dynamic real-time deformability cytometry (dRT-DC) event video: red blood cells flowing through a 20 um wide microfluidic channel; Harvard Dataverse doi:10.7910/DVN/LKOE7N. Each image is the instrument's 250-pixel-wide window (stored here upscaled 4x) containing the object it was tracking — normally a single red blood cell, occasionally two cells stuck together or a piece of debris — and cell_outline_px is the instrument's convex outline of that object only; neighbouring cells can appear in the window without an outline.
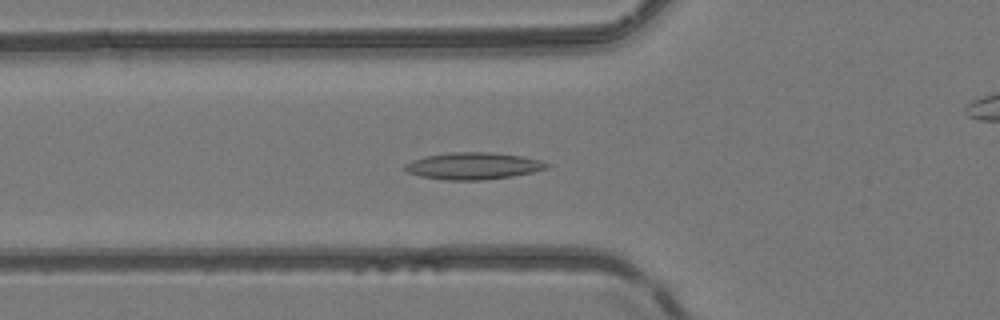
{"species": "common noctule bat (a hibernating species)", "species_latin": "Nyctalus noctula", "temperature_condition": "room temperature", "stored_images_in_passage": 40, "camera_frame_rate_fps": 3000, "um_per_image_px": 0.085, "animal": {"sex": "female", "body_mass_g": 24.6, "forearm_length_mm": 56.2}, "frame": {"image": 1, "passage_image": 11, "time_ms": 3.333, "image_size_px": [1000, 320], "cell_outline_px": [[552, 164], [548, 168], [532, 172], [512, 176], [484, 180], [448, 180], [420, 176], [408, 172], [404, 168], [404, 164], [412, 160], [424, 156], [452, 152], [492, 152], [520, 156], [540, 160]], "centroid_in_image_um": [40.23, 14.1], "position_along_channel_um": 85.6, "area_um2": 22.25}}
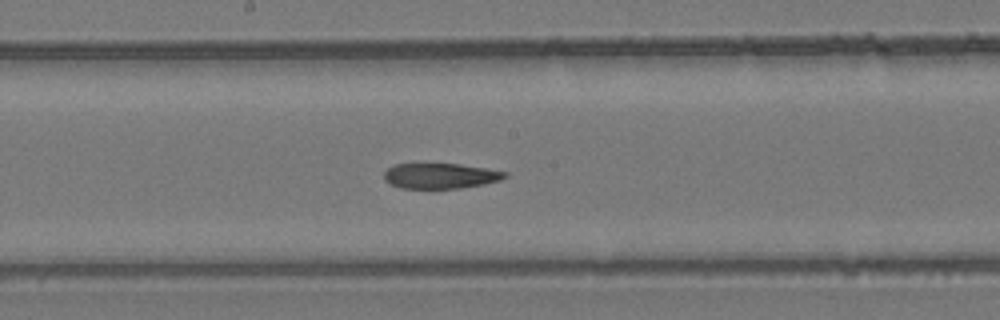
{"frame": {"image": 2, "passage_image": 20, "time_ms": 6.333, "image_size_px": [1000, 320], "cell_outline_px": [[508, 176], [500, 180], [484, 184], [460, 188], [400, 188], [388, 184], [384, 180], [384, 172], [392, 164], [460, 164], [508, 172]], "centroid_in_image_um": [37.4, 14.95], "position_along_channel_um": 210.8, "area_um2": 17.92}}
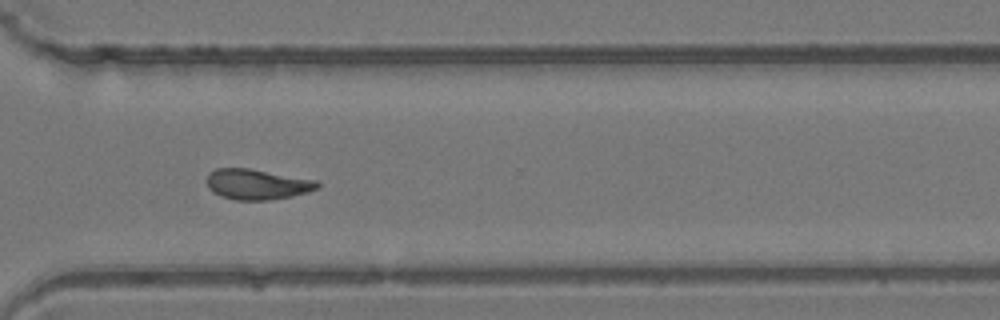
{"frame": {"image": 3, "passage_image": 30, "time_ms": 9.667, "image_size_px": [1000, 320], "cell_outline_px": [[320, 188], [308, 192], [292, 196], [268, 200], [236, 200], [220, 196], [212, 192], [208, 188], [208, 172], [216, 168], [248, 168], [316, 180], [320, 184]], "centroid_in_image_um": [21.85, 15.67], "position_along_channel_um": 348.8, "area_um2": 19.65}, "authors_computed_cell_mechanics": {"area_um2": 19.5075, "velocity_mm_per_s": 4.1414, "shape_relaxation_time_tau1_ms": null, "shape_relaxation_time_tau2_ms": 4.281, "deformation_change_tau1": null, "deformation_change_tau2": 0.1156}}